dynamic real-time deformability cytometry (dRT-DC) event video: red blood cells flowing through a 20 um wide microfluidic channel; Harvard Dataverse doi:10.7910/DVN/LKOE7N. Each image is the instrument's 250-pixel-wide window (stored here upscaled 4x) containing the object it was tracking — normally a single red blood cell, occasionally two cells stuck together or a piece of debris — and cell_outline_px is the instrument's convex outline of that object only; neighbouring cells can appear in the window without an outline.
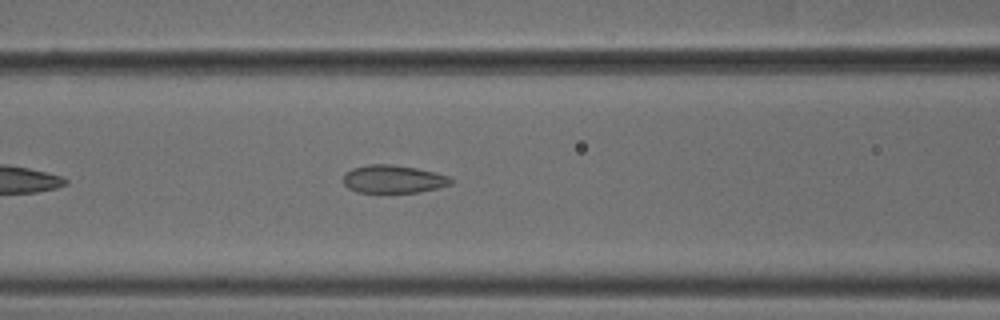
{"species": "common noctule bat (a hibernating species)", "species_latin": "Nyctalus noctula", "temperature_condition": "cold", "stored_images_in_passage": 38, "camera_frame_rate_fps": 3000, "um_per_image_px": 0.085, "animal": {"sex": "male", "body_mass_g": 18.8}, "frame": {"image": 1, "passage_image": 10, "time_ms": 3.0, "image_size_px": [1000, 320], "cell_outline_px": [[452, 184], [420, 192], [356, 192], [348, 188], [344, 184], [344, 176], [352, 168], [368, 164], [392, 164], [416, 168], [448, 176], [452, 180]], "centroid_in_image_um": [33.41, 15.22], "position_along_channel_um": 133.2, "area_um2": 17.34}}
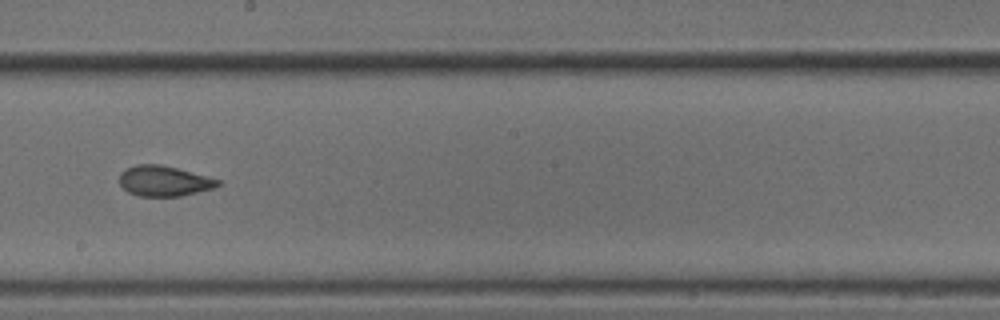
{"frame": {"image": 2, "passage_image": 18, "time_ms": 5.667, "image_size_px": [1000, 320], "cell_outline_px": [[220, 184], [212, 188], [180, 196], [140, 196], [128, 192], [120, 184], [120, 172], [124, 168], [136, 164], [160, 164], [176, 168], [220, 180]], "centroid_in_image_um": [13.88, 15.37], "position_along_channel_um": 234.3, "area_um2": 17.22}}
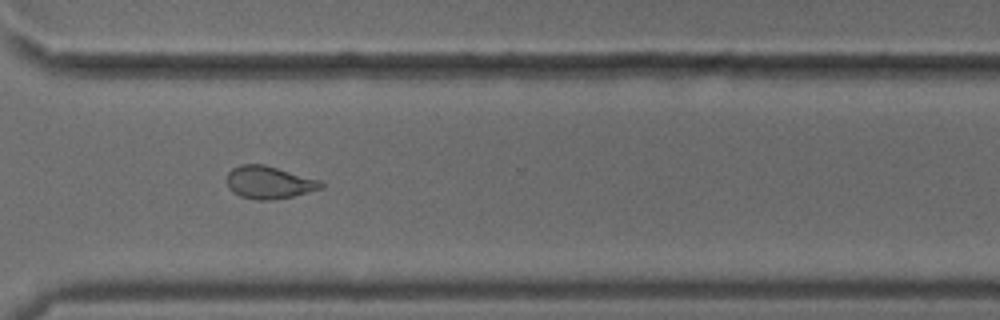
{"frame": {"image": 3, "passage_image": 27, "time_ms": 8.667, "image_size_px": [1000, 320], "cell_outline_px": [[324, 188], [292, 196], [268, 200], [260, 200], [240, 196], [232, 192], [228, 188], [228, 172], [232, 168], [240, 164], [264, 164], [320, 180], [324, 184]], "centroid_in_image_um": [22.87, 15.5], "position_along_channel_um": 347.7, "area_um2": 17.8}, "authors_computed_cell_mechanics": {"area_um2": 17.9758, "velocity_mm_per_s": 3.7854, "shape_relaxation_time_tau1_ms": 5.1406, "shape_relaxation_time_tau2_ms": 2.4367, "deformation_change_tau1": 0.0991, "deformation_change_tau2": 0.0679}}